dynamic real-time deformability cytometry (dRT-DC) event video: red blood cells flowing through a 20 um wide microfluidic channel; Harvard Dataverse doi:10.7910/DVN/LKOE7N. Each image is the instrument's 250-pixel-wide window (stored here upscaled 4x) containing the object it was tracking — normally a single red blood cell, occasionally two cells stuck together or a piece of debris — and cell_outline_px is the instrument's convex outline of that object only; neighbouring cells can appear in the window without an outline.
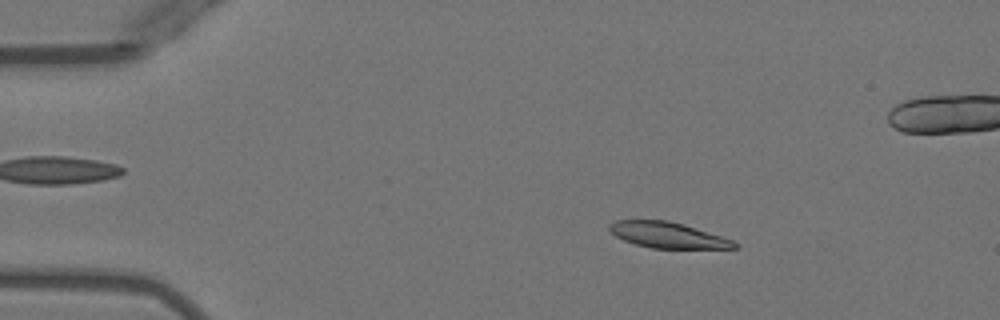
{"species": "Egyptian fruit bat (a non-hibernating species)", "species_latin": "Rousettus aegyptiacus", "temperature_condition": "warm", "stored_images_in_passage": 51, "camera_frame_rate_fps": 3000, "um_per_image_px": 0.085, "animal": {"sex": "female"}, "frame": {"image": 1, "passage_image": 8, "time_ms": 2.333, "image_size_px": [1000, 320], "cell_outline_px": [[740, 248], [652, 248], [636, 244], [624, 240], [616, 236], [608, 228], [608, 224], [616, 220], [668, 220], [684, 224], [732, 240]], "centroid_in_image_um": [56.72, 19.97], "position_along_channel_um": 28.3, "area_um2": 18.55}}
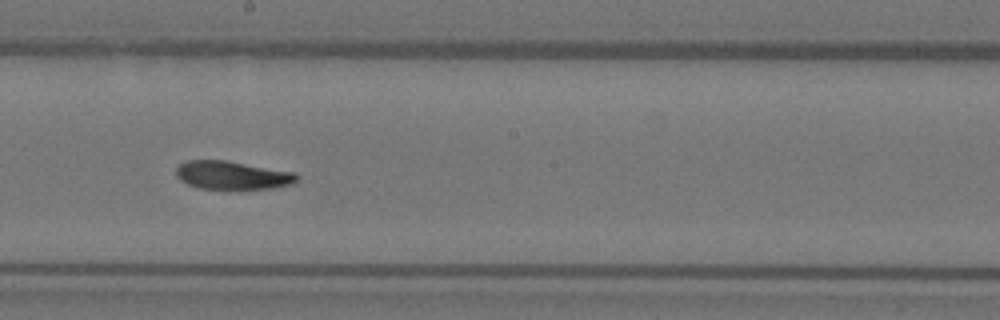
{"frame": {"image": 2, "passage_image": 28, "time_ms": 9.0, "image_size_px": [1000, 320], "cell_outline_px": [[296, 180], [292, 184], [272, 188], [228, 192], [200, 188], [188, 184], [180, 180], [176, 176], [176, 168], [180, 164], [188, 160], [228, 160], [296, 172]], "centroid_in_image_um": [19.74, 14.93], "position_along_channel_um": 228.5, "area_um2": 20.81}}
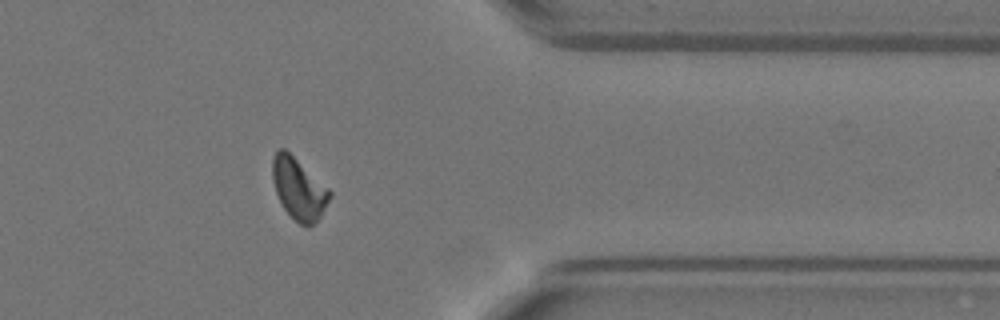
{"frame": {"image": 3, "passage_image": 41, "time_ms": 13.333, "image_size_px": [1000, 320], "cell_outline_px": [[332, 196], [320, 216], [308, 228], [300, 224], [284, 208], [276, 192], [272, 180], [272, 156], [280, 148], [284, 148], [328, 188], [332, 192]], "centroid_in_image_um": [25.38, 16.04], "position_along_channel_um": 386.0, "area_um2": 20.11}, "authors_computed_cell_mechanics": {"area_um2": 20.2878, "velocity_mm_per_s": 3.9545, "shape_relaxation_time_tau1_ms": 4.7301, "shape_relaxation_time_tau2_ms": 4.7061, "deformation_change_tau1": 0.1705, "deformation_change_tau2": 0.1057}}